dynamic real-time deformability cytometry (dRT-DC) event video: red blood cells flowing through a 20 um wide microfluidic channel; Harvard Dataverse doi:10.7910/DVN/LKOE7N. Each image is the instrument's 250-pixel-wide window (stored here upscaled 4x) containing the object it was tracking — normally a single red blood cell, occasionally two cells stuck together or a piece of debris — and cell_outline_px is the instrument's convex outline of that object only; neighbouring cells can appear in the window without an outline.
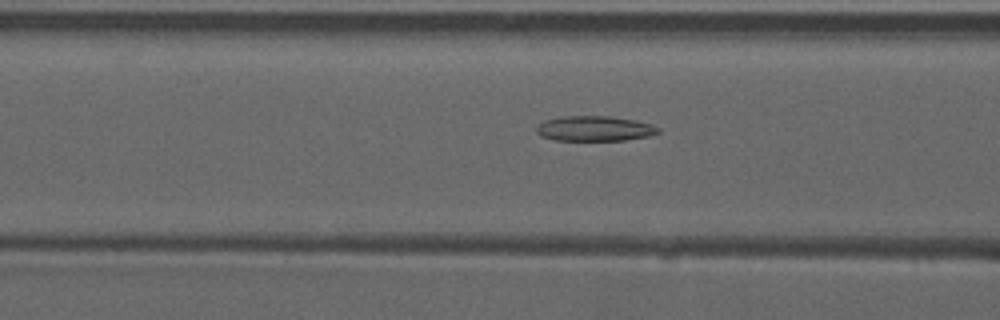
{"species": "common noctule bat (a hibernating species)", "species_latin": "Nyctalus noctula", "temperature_condition": "warm", "stored_images_in_passage": 53, "camera_frame_rate_fps": 3000, "um_per_image_px": 0.085, "animal": {"sex": "male", "forearm_length_mm": 52.5}, "frame": {"image": 1, "passage_image": 22, "time_ms": 7.0, "image_size_px": [1000, 320], "cell_outline_px": [[660, 132], [648, 136], [624, 140], [556, 140], [540, 136], [536, 132], [536, 128], [544, 120], [564, 116], [608, 116], [636, 120], [652, 124], [660, 128]], "centroid_in_image_um": [50.55, 10.92], "position_along_channel_um": 116.0, "area_um2": 17.8}}
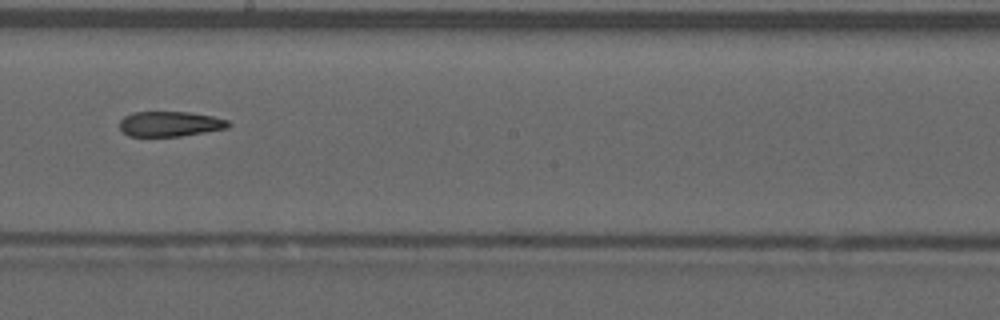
{"frame": {"image": 2, "passage_image": 31, "time_ms": 10.0, "image_size_px": [1000, 320], "cell_outline_px": [[232, 124], [228, 128], [180, 136], [128, 136], [120, 128], [120, 120], [124, 116], [132, 112], [188, 112], [212, 116], [228, 120]], "centroid_in_image_um": [14.45, 10.53], "position_along_channel_um": 233.7, "area_um2": 15.9}}
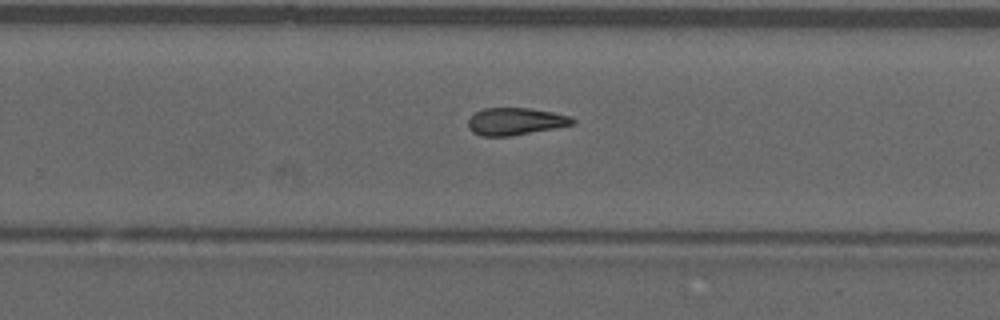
{"frame": {"image": 3, "passage_image": 35, "time_ms": 11.333, "image_size_px": [1000, 320], "cell_outline_px": [[576, 124], [556, 128], [508, 136], [480, 136], [472, 132], [468, 128], [468, 120], [476, 112], [484, 108], [528, 108], [552, 112], [568, 116], [576, 120]], "centroid_in_image_um": [43.8, 10.32], "position_along_channel_um": 286.0, "area_um2": 16.53}, "authors_computed_cell_mechanics": {"area_um2": 17.629, "velocity_mm_per_s": 3.9343, "shape_relaxation_time_tau1_ms": null, "shape_relaxation_time_tau2_ms": 7.2565, "deformation_change_tau1": null, "deformation_change_tau2": 0.1726}}